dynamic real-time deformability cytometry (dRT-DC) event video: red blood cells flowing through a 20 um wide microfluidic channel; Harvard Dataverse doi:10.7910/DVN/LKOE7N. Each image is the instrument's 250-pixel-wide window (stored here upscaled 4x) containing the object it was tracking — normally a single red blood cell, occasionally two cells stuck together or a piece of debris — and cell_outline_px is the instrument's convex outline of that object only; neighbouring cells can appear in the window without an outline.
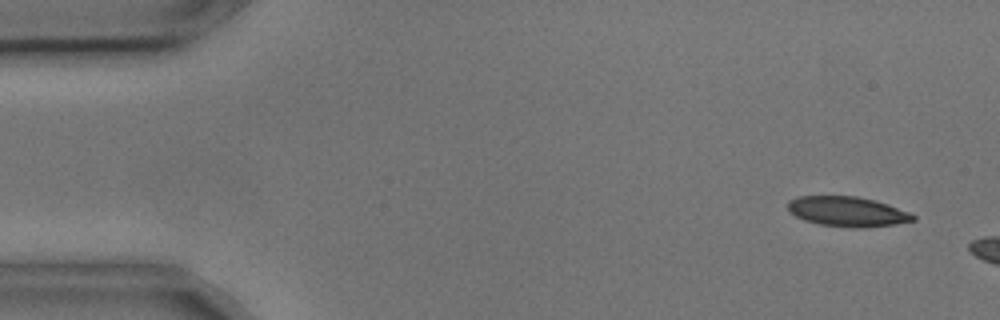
{"species": "common noctule bat (a hibernating species)", "species_latin": "Nyctalus noctula", "temperature_condition": "cold", "stored_images_in_passage": 4, "camera_frame_rate_fps": 3000, "um_per_image_px": 0.085, "animal": {"sex": "male", "body_mass_g": 17.9, "forearm_length_mm": 54.2}, "frame": {"image": 1, "passage_image": 1, "time_ms": 0.0, "image_size_px": [1000, 320], "cell_outline_px": [[916, 220], [896, 224], [864, 228], [852, 228], [820, 224], [804, 220], [788, 212], [788, 200], [796, 196], [856, 196], [876, 200], [912, 212], [916, 216]], "centroid_in_image_um": [72.06, 17.98], "position_along_channel_um": 12.9, "area_um2": 22.2}}